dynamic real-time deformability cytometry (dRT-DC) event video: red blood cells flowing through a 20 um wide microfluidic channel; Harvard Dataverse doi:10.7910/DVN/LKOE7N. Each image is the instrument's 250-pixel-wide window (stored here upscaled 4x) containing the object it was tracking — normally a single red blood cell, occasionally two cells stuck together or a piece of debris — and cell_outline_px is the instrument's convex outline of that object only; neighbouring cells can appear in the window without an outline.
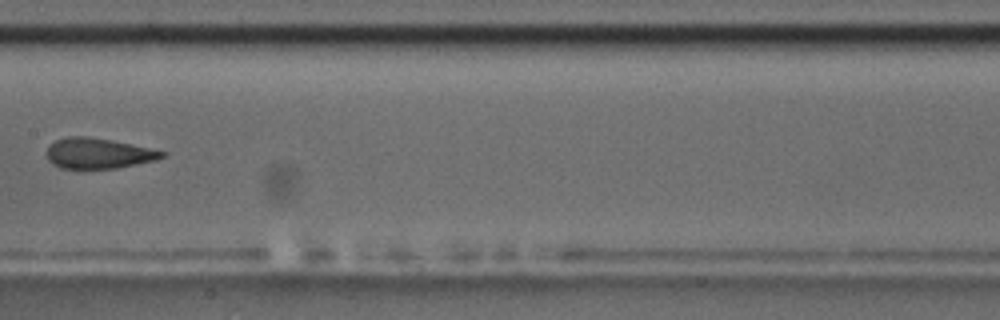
{"species": "common noctule bat (a hibernating species)", "species_latin": "Nyctalus noctula", "temperature_condition": "room temperature", "stored_images_in_passage": 6, "camera_frame_rate_fps": 3000, "um_per_image_px": 0.085, "animal": {"sex": "male", "body_mass_g": 17.5, "forearm_length_mm": 52.3}, "frame": {"image": 1, "passage_image": 6, "time_ms": 22.333, "image_size_px": [1000, 320], "cell_outline_px": [[164, 156], [156, 160], [116, 168], [60, 168], [52, 164], [48, 160], [48, 144], [56, 140], [68, 136], [88, 136], [112, 140], [148, 148], [164, 152]], "centroid_in_image_um": [8.3, 13.03], "position_along_channel_um": 199.1, "area_um2": 20.23}}